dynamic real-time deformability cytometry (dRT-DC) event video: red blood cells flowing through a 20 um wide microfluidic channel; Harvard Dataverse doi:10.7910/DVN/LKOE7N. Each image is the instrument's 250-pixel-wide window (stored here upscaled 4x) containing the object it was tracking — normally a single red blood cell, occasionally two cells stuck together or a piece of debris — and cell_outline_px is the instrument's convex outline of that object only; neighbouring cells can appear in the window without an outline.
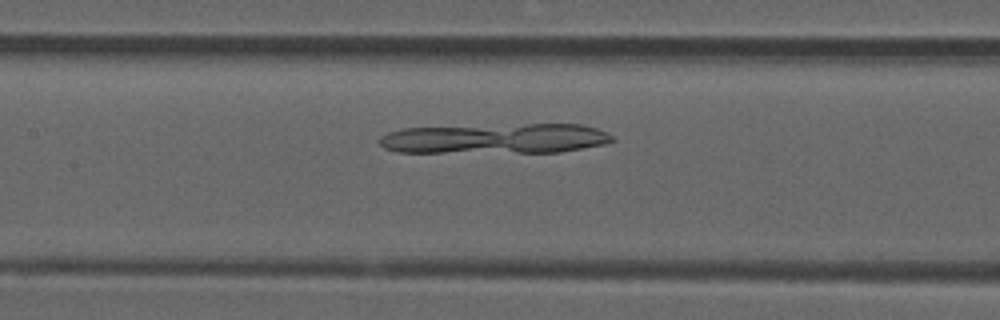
{"species": "common noctule bat (a hibernating species)", "species_latin": "Nyctalus noctula", "temperature_condition": "room temperature", "stored_images_in_passage": 41, "camera_frame_rate_fps": 3000, "um_per_image_px": 0.085, "animal": {"sex": "male", "forearm_length_mm": 52.5}, "frame": {"image": 1, "passage_image": 19, "time_ms": 6.0, "image_size_px": [1000, 320], "cell_outline_px": [[616, 140], [608, 144], [560, 152], [396, 152], [384, 148], [376, 140], [380, 136], [388, 132], [404, 128], [528, 124], [580, 124], [596, 128], [612, 136]], "centroid_in_image_um": [42.11, 11.78], "position_along_channel_um": 165.3, "area_um2": 40.92}}
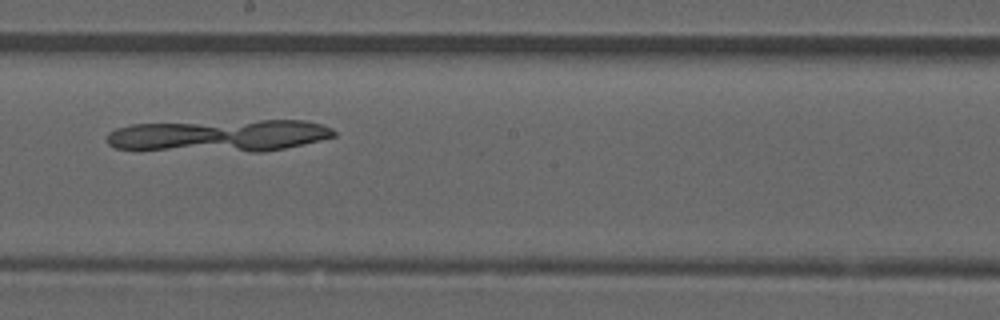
{"frame": {"image": 2, "passage_image": 24, "time_ms": 7.667, "image_size_px": [1000, 320], "cell_outline_px": [[336, 136], [304, 144], [264, 152], [252, 152], [116, 148], [108, 144], [108, 132], [116, 128], [132, 124], [260, 120], [304, 120], [320, 124], [332, 128], [336, 132]], "centroid_in_image_um": [18.7, 11.52], "position_along_channel_um": 229.5, "area_um2": 42.31}}